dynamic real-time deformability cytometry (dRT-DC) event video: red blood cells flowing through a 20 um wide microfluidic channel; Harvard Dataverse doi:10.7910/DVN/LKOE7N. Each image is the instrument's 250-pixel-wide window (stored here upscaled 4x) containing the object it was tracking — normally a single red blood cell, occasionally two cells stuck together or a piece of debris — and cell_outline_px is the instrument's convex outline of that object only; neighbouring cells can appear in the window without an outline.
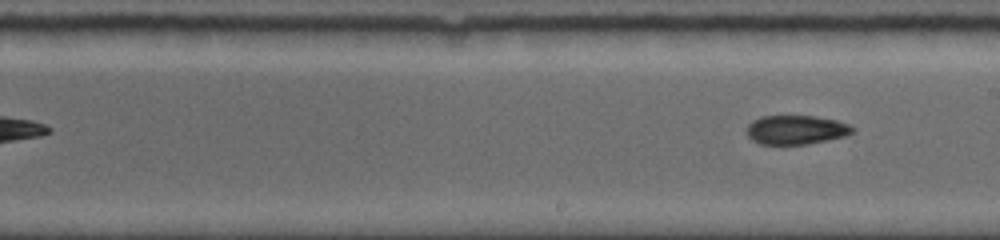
{"species": "common noctule bat (a hibernating species)", "species_latin": "Nyctalus noctula", "temperature_condition": "room temperature", "stored_images_in_passage": 12, "segment_of_instrument_passage": [2, 2], "camera_frame_rate_fps": 5000, "um_per_image_px": 0.085, "animal": {"sex": "female", "body_mass_g": 19.0, "forearm_length_mm": 56.7}, "frame": {"image": 1, "passage_image": 12, "time_ms": 6.2, "image_size_px": [1000, 240], "cell_outline_px": [[856, 128], [852, 132], [844, 136], [828, 140], [808, 144], [760, 144], [752, 140], [748, 136], [748, 124], [752, 120], [760, 116], [816, 116], [836, 120], [848, 124]], "centroid_in_image_um": [67.66, 11.03], "position_along_channel_um": 221.3, "area_um2": 17.92}}